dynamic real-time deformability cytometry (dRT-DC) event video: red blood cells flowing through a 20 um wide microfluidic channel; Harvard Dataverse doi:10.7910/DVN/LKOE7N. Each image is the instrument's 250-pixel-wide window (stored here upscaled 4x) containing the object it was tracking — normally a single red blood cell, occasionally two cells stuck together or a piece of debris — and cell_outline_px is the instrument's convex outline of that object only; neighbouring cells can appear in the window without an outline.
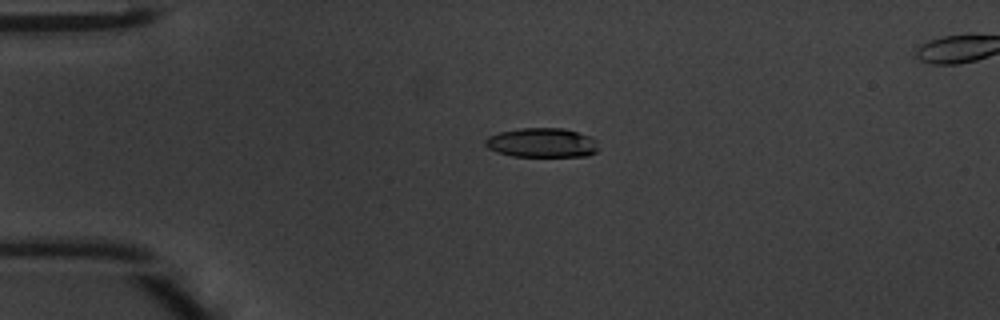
{"species": "common noctule bat (a hibernating species)", "species_latin": "Nyctalus noctula", "temperature_condition": "warm", "stored_images_in_passage": 47, "camera_frame_rate_fps": 3000, "um_per_image_px": 0.085, "animal": {"sex": "male", "body_mass_g": 20.1, "forearm_length_mm": 53.5}, "frame": {"image": 1, "passage_image": 11, "time_ms": 3.333, "image_size_px": [1000, 320], "cell_outline_px": [[600, 148], [596, 152], [588, 156], [512, 156], [496, 152], [488, 148], [484, 144], [484, 140], [488, 136], [500, 132], [520, 128], [564, 128], [592, 136], [596, 140]], "centroid_in_image_um": [46.09, 12.13], "position_along_channel_um": 38.9, "area_um2": 19.65}}
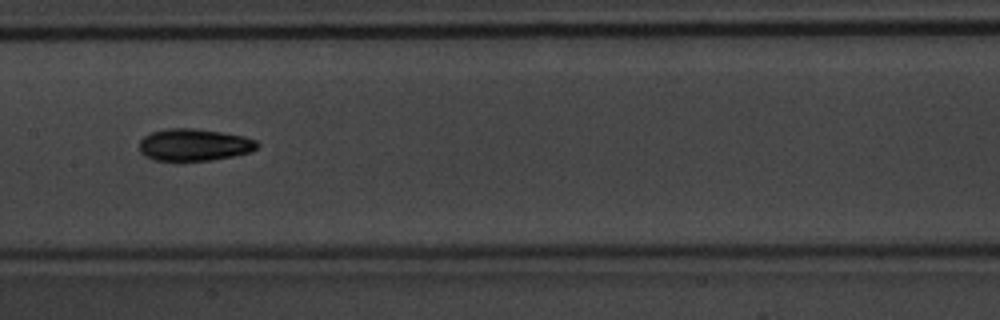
{"frame": {"image": 2, "passage_image": 24, "time_ms": 7.667, "image_size_px": [1000, 320], "cell_outline_px": [[260, 144], [256, 148], [248, 152], [232, 156], [212, 160], [156, 160], [144, 156], [140, 152], [140, 140], [144, 136], [152, 132], [164, 128], [192, 128], [220, 132], [244, 136], [256, 140]], "centroid_in_image_um": [16.48, 12.3], "position_along_channel_um": 190.9, "area_um2": 21.91}}
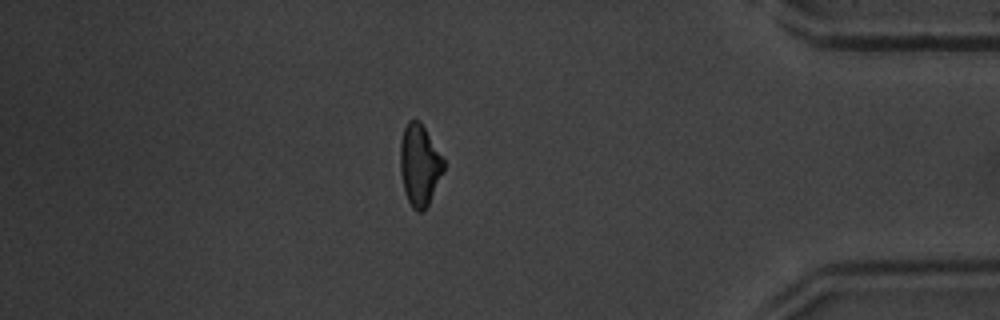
{"frame": {"image": 3, "passage_image": 41, "time_ms": 13.333, "image_size_px": [1000, 320], "cell_outline_px": [[444, 168], [428, 204], [424, 212], [416, 212], [412, 208], [404, 192], [400, 172], [400, 140], [404, 128], [408, 120], [420, 120], [444, 160]], "centroid_in_image_um": [35.63, 14.03], "position_along_channel_um": 399.6, "area_um2": 20.52}, "authors_computed_cell_mechanics": {"area_um2": 20.5768, "velocity_mm_per_s": 4.2774, "shape_relaxation_time_tau1_ms": 3.5155, "shape_relaxation_time_tau2_ms": 2.4019, "deformation_change_tau1": 0.1531, "deformation_change_tau2": 0.0963}}